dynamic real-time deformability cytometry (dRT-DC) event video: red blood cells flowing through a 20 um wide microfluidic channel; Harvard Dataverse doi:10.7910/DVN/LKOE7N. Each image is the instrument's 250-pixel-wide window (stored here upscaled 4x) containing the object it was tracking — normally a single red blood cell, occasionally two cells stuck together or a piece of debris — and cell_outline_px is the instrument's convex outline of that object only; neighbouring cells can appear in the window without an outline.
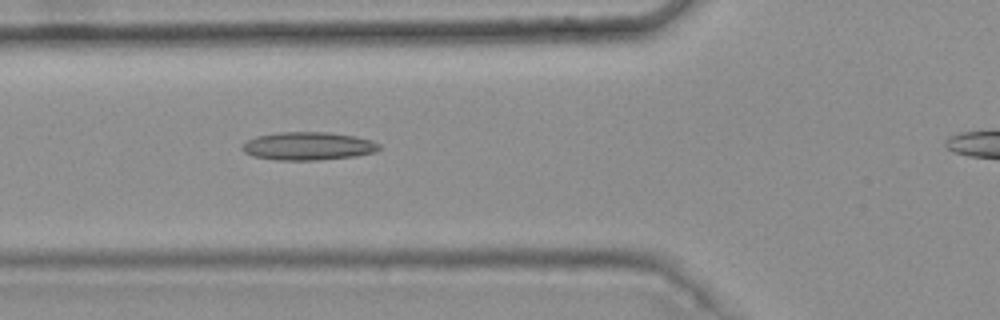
{"species": "common noctule bat (a hibernating species)", "species_latin": "Nyctalus noctula", "temperature_condition": "warm", "stored_images_in_passage": 7, "camera_frame_rate_fps": 3000, "um_per_image_px": 0.085, "animal": {"sex": "female", "body_mass_g": 25.1}, "frame": {"image": 1, "passage_image": 6, "time_ms": 1.667, "image_size_px": [1000, 320], "cell_outline_px": [[380, 148], [376, 152], [356, 156], [316, 160], [276, 160], [252, 156], [244, 152], [240, 148], [248, 140], [256, 136], [280, 132], [328, 132], [356, 136], [372, 140], [380, 144]], "centroid_in_image_um": [26.21, 12.41], "position_along_channel_um": 99.6, "area_um2": 22.54}}